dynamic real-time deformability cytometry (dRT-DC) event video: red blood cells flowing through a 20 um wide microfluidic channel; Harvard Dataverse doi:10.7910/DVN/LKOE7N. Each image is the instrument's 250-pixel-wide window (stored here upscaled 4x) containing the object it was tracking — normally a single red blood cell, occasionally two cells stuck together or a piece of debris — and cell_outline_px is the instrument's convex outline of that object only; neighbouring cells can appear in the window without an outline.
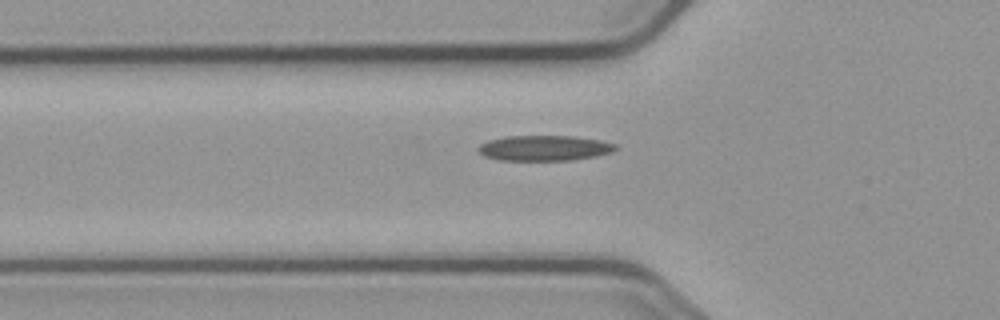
{"species": "common noctule bat (a hibernating species)", "species_latin": "Nyctalus noctula", "temperature_condition": "cold", "stored_images_in_passage": 41, "camera_frame_rate_fps": 3000, "um_per_image_px": 0.085, "animal": {"sex": "male", "body_mass_g": 23.1, "forearm_length_mm": 52.7}, "frame": {"image": 1, "passage_image": 11, "time_ms": 3.333, "image_size_px": [1000, 320], "cell_outline_px": [[620, 148], [612, 152], [596, 156], [572, 160], [496, 160], [484, 156], [476, 148], [480, 144], [488, 140], [504, 136], [572, 136], [600, 140], [616, 144]], "centroid_in_image_um": [46.27, 12.58], "position_along_channel_um": 79.5, "area_um2": 20.46}}
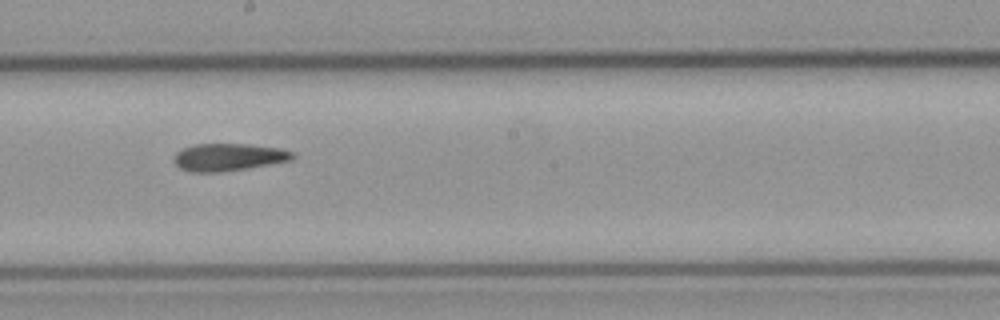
{"frame": {"image": 2, "passage_image": 23, "time_ms": 7.333, "image_size_px": [1000, 320], "cell_outline_px": [[296, 156], [292, 160], [248, 168], [220, 172], [188, 172], [180, 168], [172, 160], [176, 152], [184, 148], [196, 144], [248, 144], [280, 148], [296, 152]], "centroid_in_image_um": [19.44, 13.36], "position_along_channel_um": 228.8, "area_um2": 19.13}}
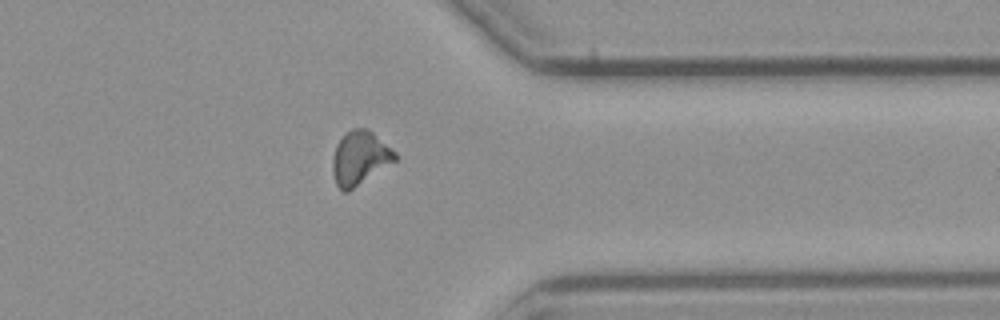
{"frame": {"image": 3, "passage_image": 36, "time_ms": 11.667, "image_size_px": [1000, 320], "cell_outline_px": [[396, 160], [348, 192], [344, 192], [336, 184], [332, 172], [332, 156], [336, 144], [344, 132], [352, 128], [368, 128], [396, 152]], "centroid_in_image_um": [30.55, 13.41], "position_along_channel_um": 380.8, "area_um2": 19.65}}